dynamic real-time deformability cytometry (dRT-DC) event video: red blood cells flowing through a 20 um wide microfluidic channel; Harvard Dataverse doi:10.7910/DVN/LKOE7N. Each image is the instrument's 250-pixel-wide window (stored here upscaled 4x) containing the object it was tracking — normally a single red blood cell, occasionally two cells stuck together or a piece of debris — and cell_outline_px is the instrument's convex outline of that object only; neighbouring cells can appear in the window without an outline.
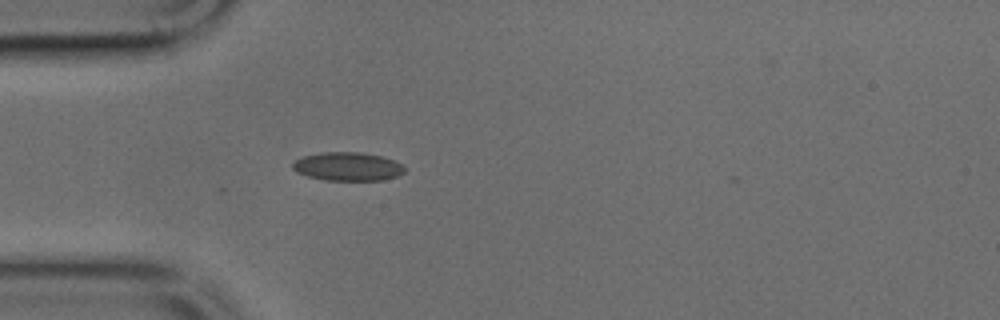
{"species": "common noctule bat (a hibernating species)", "species_latin": "Nyctalus noctula", "temperature_condition": "cold", "stored_images_in_passage": 36, "camera_frame_rate_fps": 3000, "um_per_image_px": 0.085, "animal": {"sex": "male", "body_mass_g": 17.9, "forearm_length_mm": 54.2}, "frame": {"image": 1, "passage_image": 1, "time_ms": 0.0, "image_size_px": [1000, 320], "cell_outline_px": [[404, 172], [400, 176], [380, 180], [324, 180], [308, 176], [296, 172], [292, 168], [292, 164], [300, 156], [320, 152], [360, 152], [380, 156], [392, 160], [400, 164], [404, 168]], "centroid_in_image_um": [29.51, 14.15], "position_along_channel_um": 55.5, "area_um2": 18.61}}
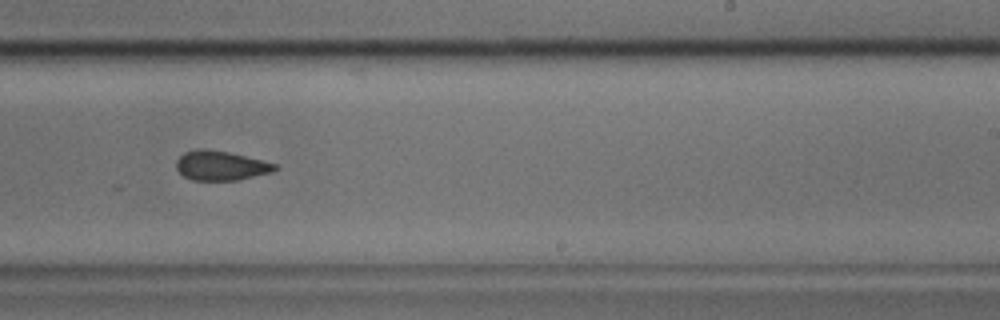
{"frame": {"image": 2, "passage_image": 17, "time_ms": 5.333, "image_size_px": [1000, 320], "cell_outline_px": [[280, 168], [272, 172], [236, 180], [192, 180], [184, 176], [176, 168], [176, 160], [184, 152], [196, 148], [204, 148], [228, 152], [276, 164]], "centroid_in_image_um": [18.74, 14.07], "position_along_channel_um": 270.3, "area_um2": 16.88}}
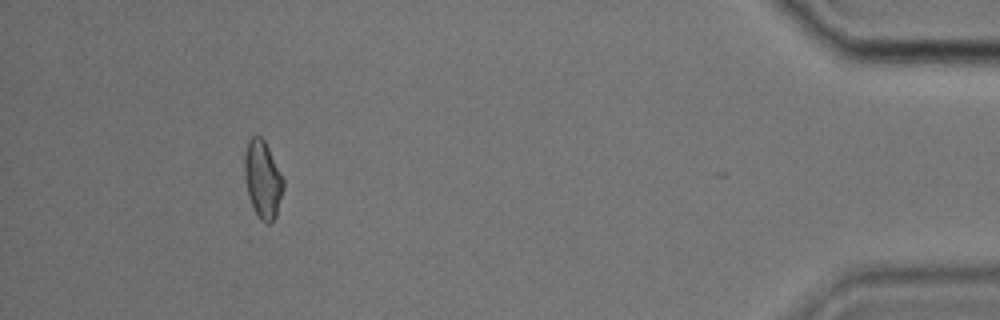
{"frame": {"image": 3, "passage_image": 32, "time_ms": 10.333, "image_size_px": [1000, 320], "cell_outline_px": [[284, 188], [276, 216], [268, 224], [260, 220], [252, 204], [248, 192], [244, 176], [244, 156], [248, 140], [252, 136], [260, 136], [264, 140], [284, 180]], "centroid_in_image_um": [22.33, 15.24], "position_along_channel_um": 412.9, "area_um2": 17.28}}